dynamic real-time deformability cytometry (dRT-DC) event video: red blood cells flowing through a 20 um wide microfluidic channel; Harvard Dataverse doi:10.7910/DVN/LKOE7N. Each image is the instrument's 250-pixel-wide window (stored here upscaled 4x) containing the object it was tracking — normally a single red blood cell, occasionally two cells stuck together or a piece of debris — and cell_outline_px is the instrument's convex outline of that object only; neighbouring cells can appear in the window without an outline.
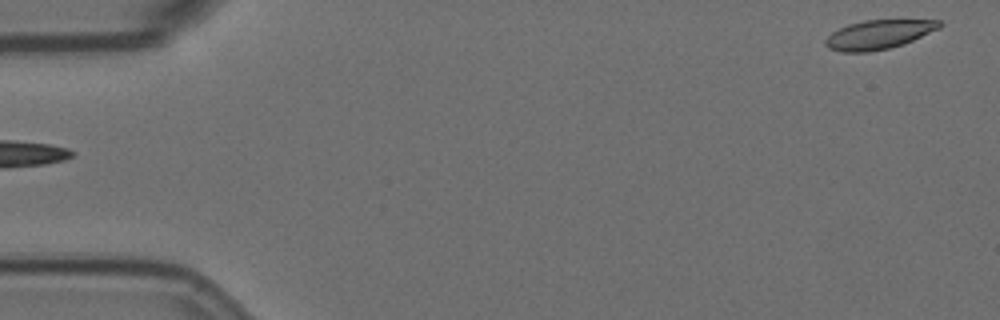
{"species": "Egyptian fruit bat (a non-hibernating species)", "species_latin": "Rousettus aegyptiacus", "temperature_condition": "room temperature", "stored_images_in_passage": 4, "camera_frame_rate_fps": 3000, "um_per_image_px": 0.085, "animal": {"sex": "female"}, "frame": {"image": 1, "passage_image": 4, "time_ms": 4.333, "image_size_px": [1000, 320], "cell_outline_px": [[944, 24], [940, 28], [904, 44], [888, 48], [868, 52], [840, 52], [828, 48], [824, 44], [824, 40], [832, 32], [848, 24], [864, 20], [940, 20]], "centroid_in_image_um": [74.68, 2.94], "position_along_channel_um": 10.3, "area_um2": 19.36}}